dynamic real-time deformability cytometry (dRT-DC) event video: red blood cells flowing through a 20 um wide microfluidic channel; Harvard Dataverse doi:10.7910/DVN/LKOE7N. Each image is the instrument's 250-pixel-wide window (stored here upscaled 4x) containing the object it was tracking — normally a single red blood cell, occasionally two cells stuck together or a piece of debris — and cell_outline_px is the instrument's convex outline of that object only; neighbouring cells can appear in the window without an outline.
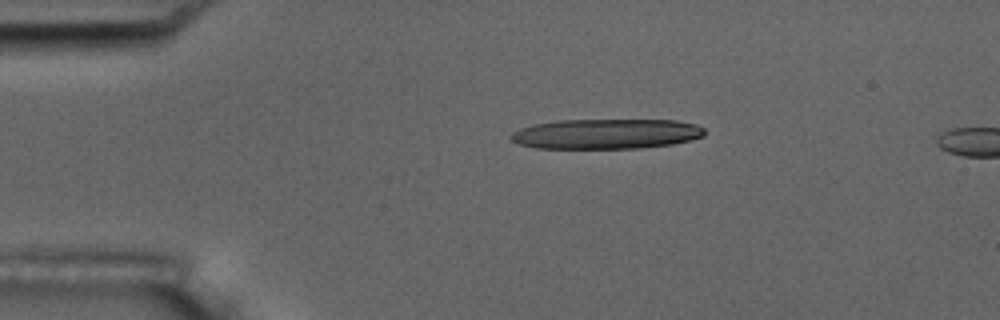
{"species": "common noctule bat (a hibernating species)", "species_latin": "Nyctalus noctula", "temperature_condition": "room temperature", "stored_images_in_passage": 2, "camera_frame_rate_fps": 3000, "um_per_image_px": 0.085, "animal": {"sex": "male", "body_mass_g": 17.5, "forearm_length_mm": 52.3}, "frame": {"image": 1, "passage_image": 1, "time_ms": 0.0, "image_size_px": [1000, 320], "cell_outline_px": [[704, 136], [692, 140], [672, 144], [640, 148], [536, 148], [520, 144], [512, 140], [508, 136], [512, 132], [520, 128], [532, 124], [556, 120], [676, 120], [696, 124], [704, 128]], "centroid_in_image_um": [51.52, 11.37], "position_along_channel_um": 33.5, "area_um2": 34.1}}